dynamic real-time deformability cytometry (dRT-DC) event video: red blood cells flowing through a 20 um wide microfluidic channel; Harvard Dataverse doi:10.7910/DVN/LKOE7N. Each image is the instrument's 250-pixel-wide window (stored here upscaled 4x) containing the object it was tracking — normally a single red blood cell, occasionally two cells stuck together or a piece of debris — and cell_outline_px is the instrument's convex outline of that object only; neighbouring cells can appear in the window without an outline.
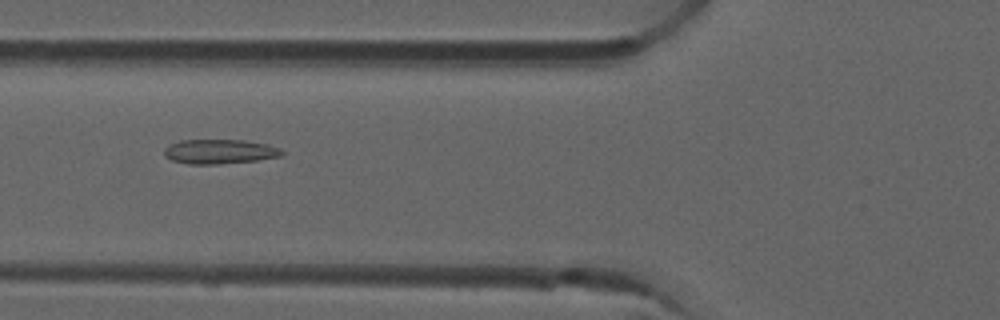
{"species": "common noctule bat (a hibernating species)", "species_latin": "Nyctalus noctula", "temperature_condition": "room temperature", "stored_images_in_passage": 40, "camera_frame_rate_fps": 3000, "um_per_image_px": 0.085, "animal": {"sex": "male", "forearm_length_mm": 52.5}, "frame": {"image": 1, "passage_image": 8, "time_ms": 2.333, "image_size_px": [1000, 320], "cell_outline_px": [[284, 156], [256, 160], [220, 164], [188, 164], [172, 160], [164, 156], [164, 148], [168, 144], [180, 140], [244, 140], [268, 144], [280, 148], [284, 152]], "centroid_in_image_um": [18.67, 12.88], "position_along_channel_um": 107.1, "area_um2": 16.99}}
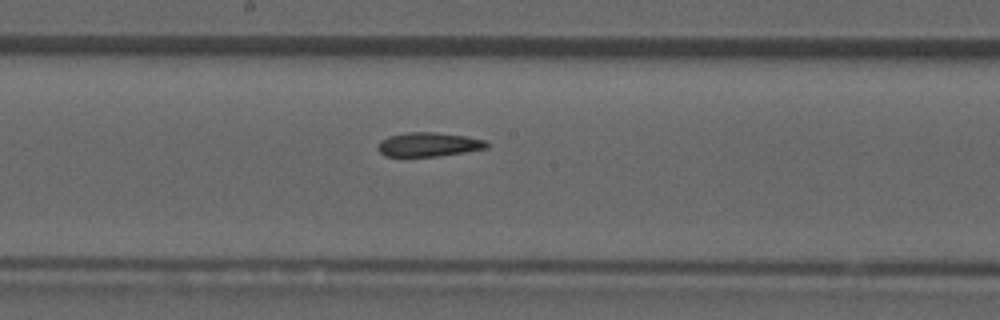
{"frame": {"image": 2, "passage_image": 16, "time_ms": 5.0, "image_size_px": [1000, 320], "cell_outline_px": [[488, 148], [464, 152], [436, 156], [384, 156], [376, 148], [380, 140], [388, 136], [408, 132], [436, 132], [464, 136], [484, 140], [488, 144]], "centroid_in_image_um": [36.39, 12.28], "position_along_channel_um": 211.8, "area_um2": 15.2}}
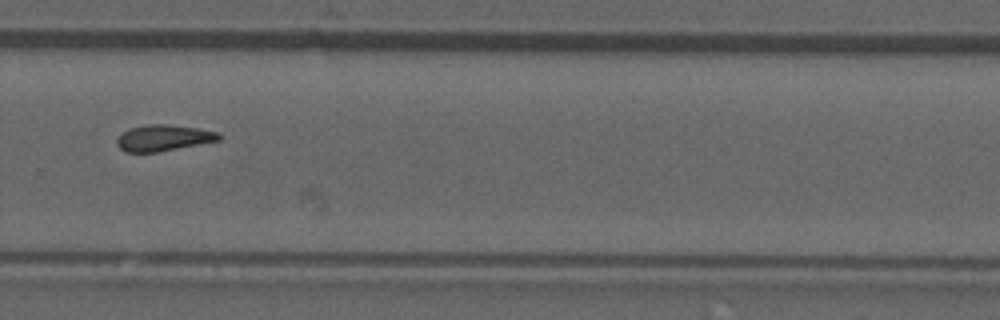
{"frame": {"image": 3, "passage_image": 24, "time_ms": 7.667, "image_size_px": [1000, 320], "cell_outline_px": [[220, 140], [156, 152], [124, 152], [116, 144], [116, 140], [128, 128], [148, 124], [164, 124], [196, 128], [216, 132], [220, 136]], "centroid_in_image_um": [13.84, 11.72], "position_along_channel_um": 316.0, "area_um2": 15.26}, "authors_computed_cell_mechanics": {"area_um2": 15.2881, "velocity_mm_per_s": 3.9216, "shape_relaxation_time_tau1_ms": null, "shape_relaxation_time_tau2_ms": 5.5775, "deformation_change_tau1": null, "deformation_change_tau2": 0.1309}}